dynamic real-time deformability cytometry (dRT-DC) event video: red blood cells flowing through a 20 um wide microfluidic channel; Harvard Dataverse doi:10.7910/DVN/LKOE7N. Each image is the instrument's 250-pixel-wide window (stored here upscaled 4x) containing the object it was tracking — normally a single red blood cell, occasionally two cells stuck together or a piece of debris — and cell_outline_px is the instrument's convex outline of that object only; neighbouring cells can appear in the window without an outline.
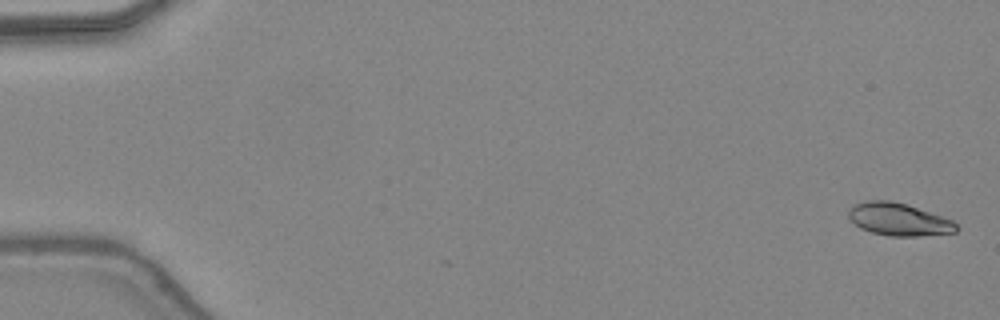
{"species": "common noctule bat (a hibernating species)", "species_latin": "Nyctalus noctula", "temperature_condition": "warm", "stored_images_in_passage": 4, "camera_frame_rate_fps": 3000, "um_per_image_px": 0.085, "animal": {"sex": "female", "body_mass_g": 24.6, "forearm_length_mm": 56.2}, "frame": {"image": 1, "passage_image": 2, "time_ms": 0.333, "image_size_px": [1000, 320], "cell_outline_px": [[960, 228], [956, 232], [920, 236], [888, 236], [872, 232], [860, 228], [848, 216], [848, 212], [856, 204], [868, 200], [892, 200], [908, 204], [952, 220]], "centroid_in_image_um": [76.42, 18.65], "position_along_channel_um": 8.6, "area_um2": 20.4}}